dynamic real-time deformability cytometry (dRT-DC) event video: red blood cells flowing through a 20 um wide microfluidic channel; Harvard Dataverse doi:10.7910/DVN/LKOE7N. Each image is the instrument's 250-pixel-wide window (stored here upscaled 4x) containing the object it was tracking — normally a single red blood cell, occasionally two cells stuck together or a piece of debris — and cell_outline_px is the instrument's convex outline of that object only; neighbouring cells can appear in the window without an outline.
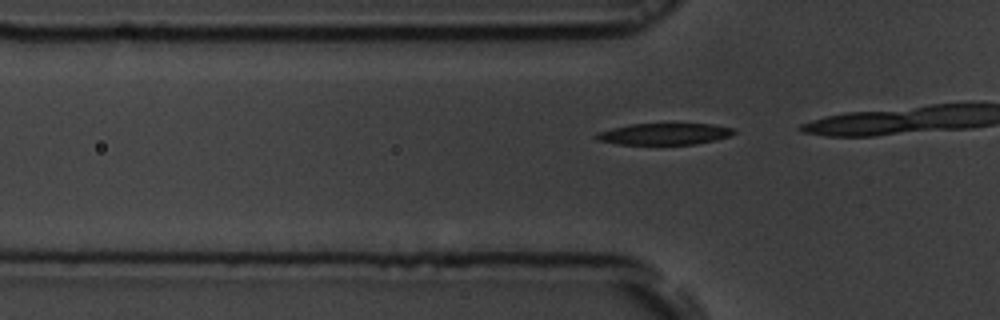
{"species": "common noctule bat (a hibernating species)", "species_latin": "Nyctalus noctula", "temperature_condition": "room temperature", "stored_images_in_passage": 16, "camera_frame_rate_fps": 3000, "um_per_image_px": 0.085, "animal": {"sex": "male", "body_mass_g": 19.5, "forearm_length_mm": 54.6}, "frame": {"image": 1, "passage_image": 13, "time_ms": 4.0, "image_size_px": [1000, 320], "cell_outline_px": [[736, 132], [728, 136], [716, 140], [696, 144], [616, 144], [596, 140], [592, 136], [596, 132], [628, 124], [712, 124], [736, 128]], "centroid_in_image_um": [56.43, 11.38], "position_along_channel_um": 69.4, "area_um2": 17.4}}